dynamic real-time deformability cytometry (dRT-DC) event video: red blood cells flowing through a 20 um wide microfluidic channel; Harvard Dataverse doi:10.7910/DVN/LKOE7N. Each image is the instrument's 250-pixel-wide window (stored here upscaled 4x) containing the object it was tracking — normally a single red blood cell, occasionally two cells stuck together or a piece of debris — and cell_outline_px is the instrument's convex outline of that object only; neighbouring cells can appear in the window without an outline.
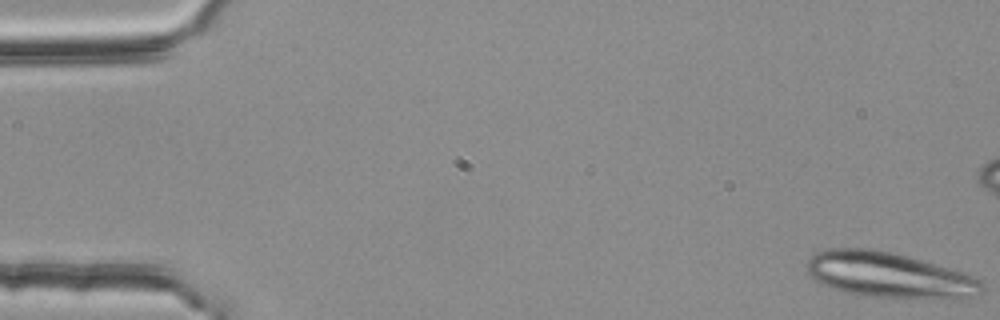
{"species": "common noctule bat (a hibernating species)", "species_latin": "Nyctalus noctula", "temperature_condition": "room temperature", "stored_images_in_passage": 2, "camera_frame_rate_fps": 3000, "um_per_image_px": 0.085, "animal": {"sex": "female", "body_mass_g": 25.1}, "frame": {"image": 1, "passage_image": 2, "time_ms": 0.333, "image_size_px": [1000, 320], "cell_outline_px": [[984, 292], [976, 296], [960, 300], [856, 296], [820, 284], [808, 272], [808, 260], [816, 252], [824, 248], [876, 248], [908, 256], [960, 272], [972, 276], [980, 280], [984, 284]], "centroid_in_image_um": [75.6, 23.41], "position_along_channel_um": 9.4, "area_um2": 47.05}}